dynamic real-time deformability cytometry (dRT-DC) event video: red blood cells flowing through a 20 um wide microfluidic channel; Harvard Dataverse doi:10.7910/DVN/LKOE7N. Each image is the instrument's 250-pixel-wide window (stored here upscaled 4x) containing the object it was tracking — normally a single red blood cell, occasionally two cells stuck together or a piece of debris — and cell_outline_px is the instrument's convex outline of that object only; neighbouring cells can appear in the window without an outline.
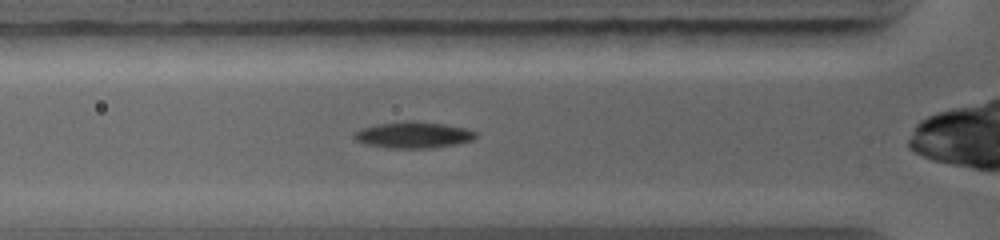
{"species": "common noctule bat (a hibernating species)", "species_latin": "Nyctalus noctula", "temperature_condition": "warm", "stored_images_in_passage": 35, "camera_frame_rate_fps": 5000, "um_per_image_px": 0.085, "animal": {"sex": "female", "body_mass_g": 19.0, "forearm_length_mm": 56.7}, "frame": {"image": 1, "passage_image": 5, "time_ms": 1.4, "image_size_px": [1000, 240], "cell_outline_px": [[476, 136], [472, 140], [456, 144], [436, 148], [388, 148], [364, 144], [356, 140], [352, 136], [352, 132], [360, 128], [380, 124], [408, 120], [444, 124], [464, 128], [476, 132]], "centroid_in_image_um": [35.08, 11.48], "position_along_channel_um": 90.7, "area_um2": 18.73}}
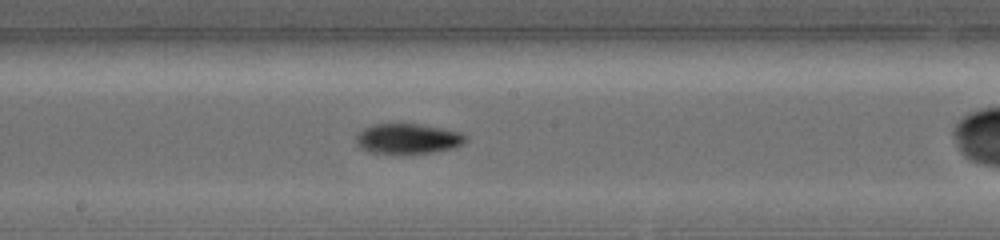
{"frame": {"image": 2, "passage_image": 12, "time_ms": 4.0, "image_size_px": [1000, 240], "cell_outline_px": [[468, 136], [464, 144], [456, 148], [432, 152], [400, 156], [368, 152], [360, 148], [356, 144], [356, 136], [364, 128], [372, 124], [420, 124], [444, 128], [460, 132]], "centroid_in_image_um": [34.68, 11.83], "position_along_channel_um": 213.5, "area_um2": 20.06}}
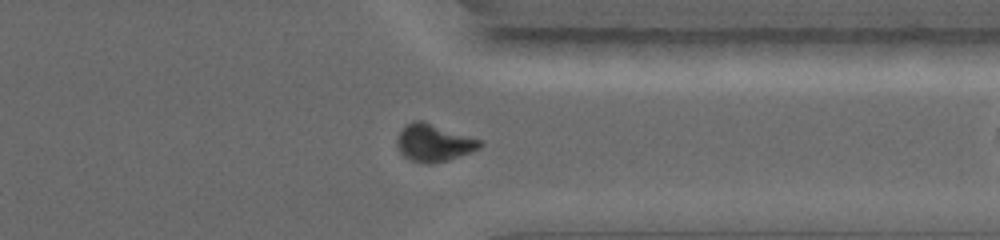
{"frame": {"image": 3, "passage_image": 22, "time_ms": 7.4, "image_size_px": [1000, 240], "cell_outline_px": [[484, 144], [480, 148], [472, 152], [448, 160], [428, 164], [408, 160], [400, 152], [396, 144], [396, 140], [400, 132], [412, 120], [424, 120], [484, 140]], "centroid_in_image_um": [36.92, 12.13], "position_along_channel_um": 374.5, "area_um2": 18.44}}